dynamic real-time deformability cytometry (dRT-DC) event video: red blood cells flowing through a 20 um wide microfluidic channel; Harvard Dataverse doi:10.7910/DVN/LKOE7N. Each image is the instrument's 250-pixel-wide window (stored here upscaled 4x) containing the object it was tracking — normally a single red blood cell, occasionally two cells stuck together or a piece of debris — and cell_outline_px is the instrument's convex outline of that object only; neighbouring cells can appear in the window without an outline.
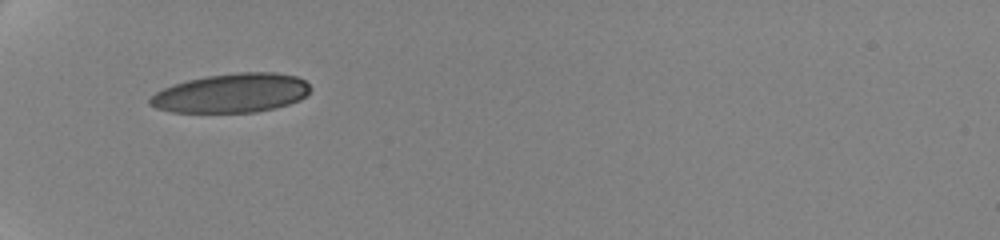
{"species": "human", "species_latin": "Homo sapiens", "temperature_condition": "cold", "stored_images_in_passage": 13, "camera_frame_rate_fps": 3000, "um_per_image_px": 0.085, "donor": {"sex": "female"}, "frame": {"image": 1, "passage_image": 1, "time_ms": 0.0, "image_size_px": [1000, 240], "cell_outline_px": [[312, 88], [300, 100], [276, 108], [256, 112], [172, 112], [156, 108], [148, 104], [148, 100], [156, 92], [164, 88], [188, 80], [208, 76], [240, 72], [276, 72], [296, 76], [304, 80]], "centroid_in_image_um": [19.7, 7.92], "position_along_channel_um": 65.3, "area_um2": 36.41}}
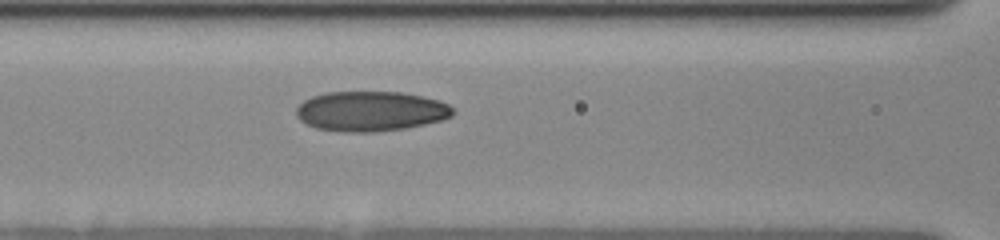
{"frame": {"image": 2, "passage_image": 6, "time_ms": 2.333, "image_size_px": [1000, 240], "cell_outline_px": [[456, 112], [452, 116], [440, 120], [424, 124], [404, 128], [372, 132], [348, 132], [316, 128], [300, 120], [296, 116], [296, 108], [304, 100], [312, 96], [328, 92], [400, 92], [440, 100], [448, 104]], "centroid_in_image_um": [31.51, 9.45], "position_along_channel_um": 135.1, "area_um2": 36.3}}
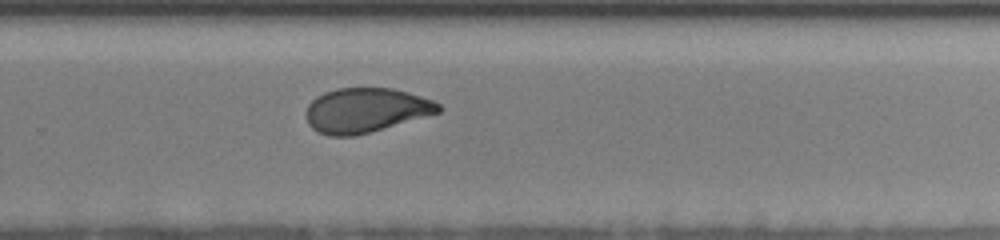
{"frame": {"image": 3, "passage_image": 13, "time_ms": 7.0, "image_size_px": [1000, 240], "cell_outline_px": [[440, 112], [368, 132], [352, 136], [328, 136], [316, 132], [308, 124], [304, 116], [304, 112], [308, 104], [316, 96], [324, 92], [336, 88], [392, 88], [408, 92], [432, 100], [440, 104]], "centroid_in_image_um": [31.01, 9.36], "position_along_channel_um": 298.8, "area_um2": 34.33}}